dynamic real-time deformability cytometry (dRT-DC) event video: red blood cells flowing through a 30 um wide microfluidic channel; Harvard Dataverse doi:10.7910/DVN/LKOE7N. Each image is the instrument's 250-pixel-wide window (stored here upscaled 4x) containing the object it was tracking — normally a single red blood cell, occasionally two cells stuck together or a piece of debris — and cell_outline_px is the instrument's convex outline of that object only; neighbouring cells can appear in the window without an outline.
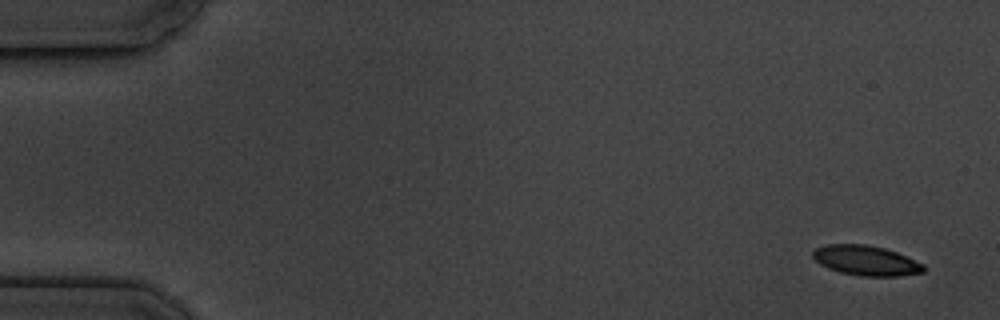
{"species": "common noctule bat (a hibernating species)", "species_latin": "Nyctalus noctula", "temperature_condition": "cold", "stored_images_in_passage": 5, "camera_frame_rate_fps": 3000, "um_per_image_px": 0.085, "animal": {"sex": "male", "body_mass_g": 19.5, "forearm_length_mm": 54.6}, "frame": {"image": 1, "passage_image": 1, "time_ms": 0.0, "image_size_px": [1000, 320], "cell_outline_px": [[924, 272], [900, 276], [860, 276], [840, 272], [828, 268], [820, 264], [812, 256], [812, 252], [816, 248], [828, 244], [864, 244], [884, 248], [896, 252], [924, 264]], "centroid_in_image_um": [73.6, 22.15], "position_along_channel_um": 11.4, "area_um2": 19.25}}
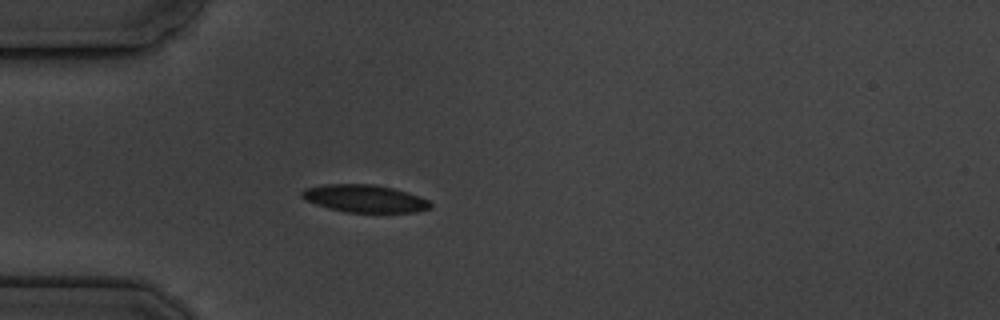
{"frame": {"image": 2, "passage_image": 5, "time_ms": 4.667, "image_size_px": [1000, 320], "cell_outline_px": [[432, 208], [416, 212], [344, 212], [328, 208], [304, 200], [300, 196], [300, 192], [304, 188], [324, 184], [372, 184], [392, 188], [408, 192], [420, 196], [428, 200], [432, 204]], "centroid_in_image_um": [30.97, 16.87], "position_along_channel_um": 54.0, "area_um2": 20.81}}